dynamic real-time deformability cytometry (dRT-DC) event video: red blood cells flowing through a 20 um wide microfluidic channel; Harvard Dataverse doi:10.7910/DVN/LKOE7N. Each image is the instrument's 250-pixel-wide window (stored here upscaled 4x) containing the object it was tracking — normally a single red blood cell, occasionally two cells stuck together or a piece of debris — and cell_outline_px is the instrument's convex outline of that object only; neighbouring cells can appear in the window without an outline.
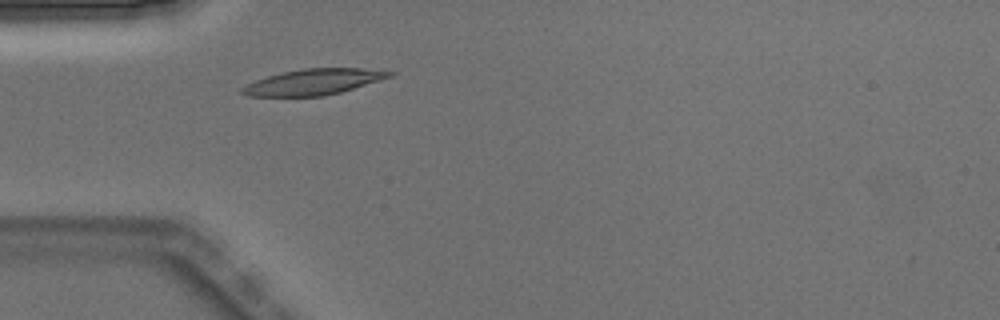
{"species": "Egyptian fruit bat (a non-hibernating species)", "species_latin": "Rousettus aegyptiacus", "temperature_condition": "warm", "stored_images_in_passage": 2, "camera_frame_rate_fps": 3000, "um_per_image_px": 0.085, "animal": {"sex": "male"}, "frame": {"image": 1, "passage_image": 2, "time_ms": 0.333, "image_size_px": [1000, 320], "cell_outline_px": [[396, 72], [392, 76], [380, 80], [340, 92], [324, 96], [248, 96], [240, 92], [240, 88], [256, 80], [268, 76], [284, 72], [304, 68], [384, 68]], "centroid_in_image_um": [26.73, 6.95], "position_along_channel_um": 58.3, "area_um2": 22.25}}